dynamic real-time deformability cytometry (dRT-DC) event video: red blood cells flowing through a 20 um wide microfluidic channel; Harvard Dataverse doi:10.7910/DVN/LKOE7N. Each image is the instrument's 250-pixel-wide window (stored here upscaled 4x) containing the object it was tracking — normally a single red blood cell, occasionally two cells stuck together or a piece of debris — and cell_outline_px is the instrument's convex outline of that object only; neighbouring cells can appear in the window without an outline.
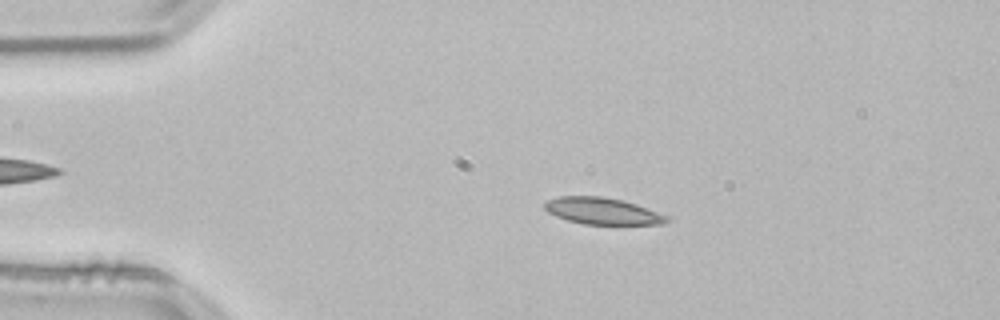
{"species": "common noctule bat (a hibernating species)", "species_latin": "Nyctalus noctula", "temperature_condition": "room temperature", "stored_images_in_passage": 53, "camera_frame_rate_fps": 3000, "um_per_image_px": 0.085, "animal": {"sex": "male", "body_mass_g": 21.5, "forearm_length_mm": 52.0}, "frame": {"image": 1, "passage_image": 10, "time_ms": 3.0, "image_size_px": [1000, 320], "cell_outline_px": [[672, 216], [664, 224], [584, 224], [568, 220], [556, 216], [548, 212], [544, 208], [544, 204], [548, 200], [560, 196], [600, 196], [620, 200], [636, 204]], "centroid_in_image_um": [51.25, 17.94], "position_along_channel_um": 33.8, "area_um2": 18.96}}
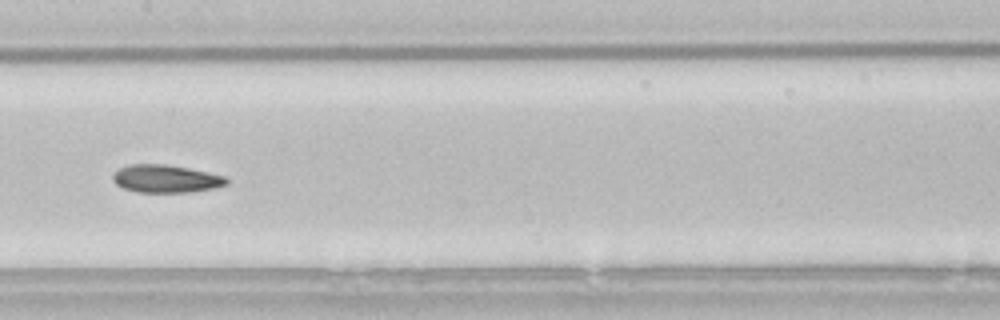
{"frame": {"image": 2, "passage_image": 26, "time_ms": 8.333, "image_size_px": [1000, 320], "cell_outline_px": [[228, 184], [216, 188], [192, 192], [136, 192], [124, 188], [116, 184], [112, 180], [112, 176], [120, 168], [132, 164], [164, 164], [188, 168], [224, 176], [228, 180]], "centroid_in_image_um": [14.11, 15.2], "position_along_channel_um": 193.3, "area_um2": 18.32}}
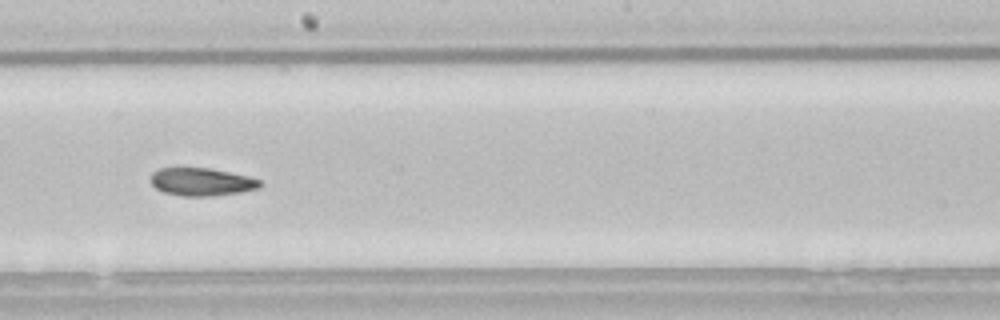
{"frame": {"image": 3, "passage_image": 29, "time_ms": 9.333, "image_size_px": [1000, 320], "cell_outline_px": [[264, 184], [260, 188], [240, 192], [212, 196], [184, 196], [164, 192], [156, 188], [152, 184], [152, 172], [160, 168], [180, 164], [212, 168], [248, 176], [260, 180]], "centroid_in_image_um": [17.12, 15.4], "position_along_channel_um": 231.1, "area_um2": 18.5}, "authors_computed_cell_mechanics": {"area_um2": 18.8428, "velocity_mm_per_s": 3.8017, "shape_relaxation_time_tau1_ms": 10.9385, "shape_relaxation_time_tau2_ms": 5.5342, "deformation_change_tau1": 0.1974, "deformation_change_tau2": 0.117}}